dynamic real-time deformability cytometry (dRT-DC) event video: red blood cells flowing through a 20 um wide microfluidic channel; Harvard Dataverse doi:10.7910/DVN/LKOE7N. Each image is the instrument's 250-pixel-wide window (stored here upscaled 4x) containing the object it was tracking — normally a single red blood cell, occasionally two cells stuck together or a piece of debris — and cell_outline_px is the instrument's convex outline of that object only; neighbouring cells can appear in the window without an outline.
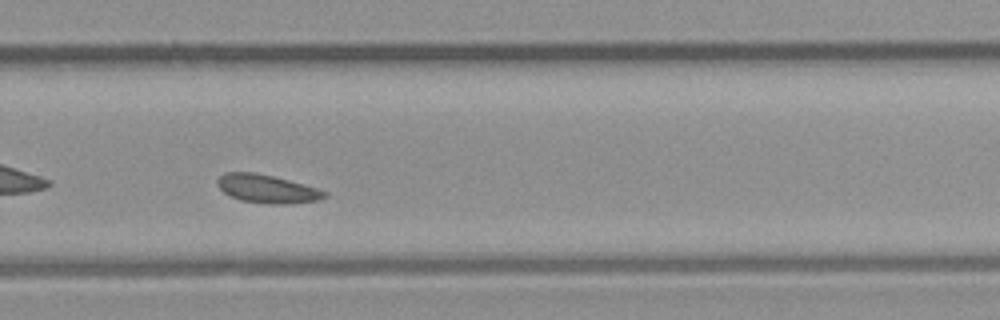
{"species": "common noctule bat (a hibernating species)", "species_latin": "Nyctalus noctula", "temperature_condition": "room temperature", "stored_images_in_passage": 31, "camera_frame_rate_fps": 3000, "um_per_image_px": 0.085, "animal": {"sex": "male", "body_mass_g": 23.1, "forearm_length_mm": 52.7}, "frame": {"image": 1, "passage_image": 18, "time_ms": 5.667, "image_size_px": [1000, 320], "cell_outline_px": [[328, 196], [320, 200], [288, 204], [268, 204], [240, 200], [224, 192], [216, 184], [216, 180], [224, 172], [256, 172], [304, 184], [328, 192]], "centroid_in_image_um": [22.71, 16.05], "position_along_channel_um": 307.1, "area_um2": 17.74}}